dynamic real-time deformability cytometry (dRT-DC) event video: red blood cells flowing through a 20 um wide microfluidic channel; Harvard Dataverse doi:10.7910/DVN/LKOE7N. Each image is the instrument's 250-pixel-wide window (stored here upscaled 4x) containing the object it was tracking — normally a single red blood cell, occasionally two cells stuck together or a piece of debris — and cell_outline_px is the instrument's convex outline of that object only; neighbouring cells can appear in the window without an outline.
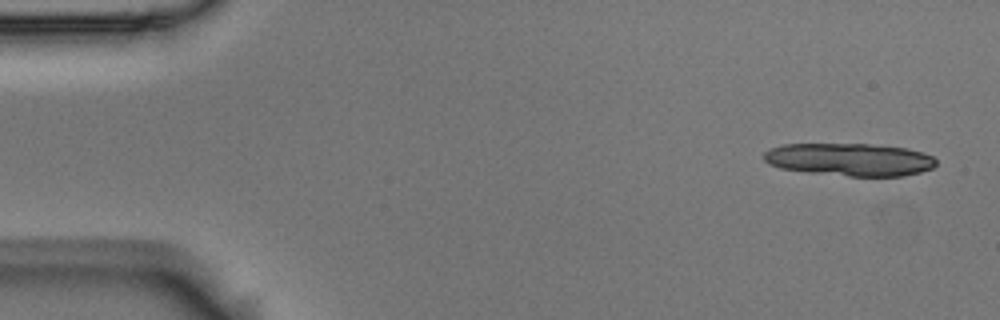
{"species": "Egyptian fruit bat (a non-hibernating species)", "species_latin": "Rousettus aegyptiacus", "temperature_condition": "room temperature", "stored_images_in_passage": 8, "camera_frame_rate_fps": 3000, "um_per_image_px": 0.085, "animal": {"sex": "male"}, "frame": {"image": 1, "passage_image": 1, "time_ms": 0.0, "image_size_px": [1000, 320], "cell_outline_px": [[936, 164], [932, 168], [920, 172], [904, 176], [848, 176], [812, 172], [780, 168], [768, 164], [764, 160], [764, 152], [768, 148], [784, 144], [868, 144], [908, 148], [932, 156], [936, 160]], "centroid_in_image_um": [72.21, 13.55], "position_along_channel_um": 12.8, "area_um2": 32.77}}
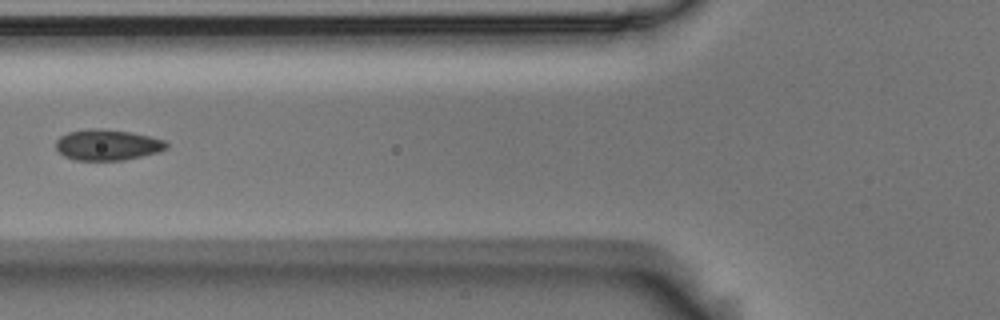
{"frame": {"image": 2, "passage_image": 5, "time_ms": 1.333, "image_size_px": [1000, 320], "cell_outline_px": [[168, 148], [160, 152], [124, 160], [72, 160], [64, 156], [56, 148], [56, 140], [60, 136], [68, 132], [88, 128], [96, 128], [132, 132], [164, 140], [168, 144]], "centroid_in_image_um": [9.13, 12.31], "position_along_channel_um": 116.7, "area_um2": 20.0}}
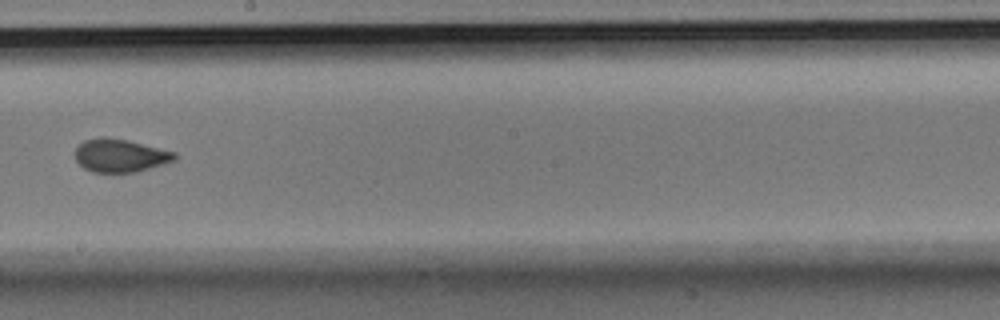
{"frame": {"image": 3, "passage_image": 8, "time_ms": 2.333, "image_size_px": [1000, 320], "cell_outline_px": [[176, 160], [136, 172], [92, 172], [84, 168], [76, 160], [76, 148], [84, 140], [100, 136], [108, 136], [128, 140], [176, 152]], "centroid_in_image_um": [10.21, 13.2], "position_along_channel_um": 238.0, "area_um2": 19.25}}